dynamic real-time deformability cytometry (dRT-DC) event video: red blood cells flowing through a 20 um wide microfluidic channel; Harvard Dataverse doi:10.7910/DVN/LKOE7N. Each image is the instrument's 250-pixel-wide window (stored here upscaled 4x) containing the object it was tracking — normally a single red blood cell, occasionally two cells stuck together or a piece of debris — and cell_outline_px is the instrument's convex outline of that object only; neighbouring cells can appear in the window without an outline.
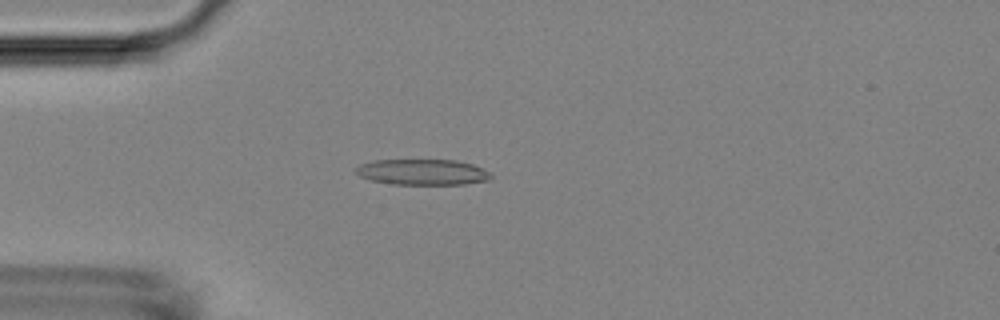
{"species": "Egyptian fruit bat (a non-hibernating species)", "species_latin": "Rousettus aegyptiacus", "temperature_condition": "room temperature", "stored_images_in_passage": 49, "camera_frame_rate_fps": 3000, "um_per_image_px": 0.085, "animal": {"sex": "female"}, "frame": {"image": 1, "passage_image": 10, "time_ms": 3.0, "image_size_px": [1000, 320], "cell_outline_px": [[492, 180], [464, 184], [392, 184], [372, 180], [360, 176], [352, 172], [352, 168], [360, 164], [372, 160], [456, 160], [472, 164], [488, 172], [492, 176]], "centroid_in_image_um": [35.85, 14.62], "position_along_channel_um": 49.1, "area_um2": 20.4}}
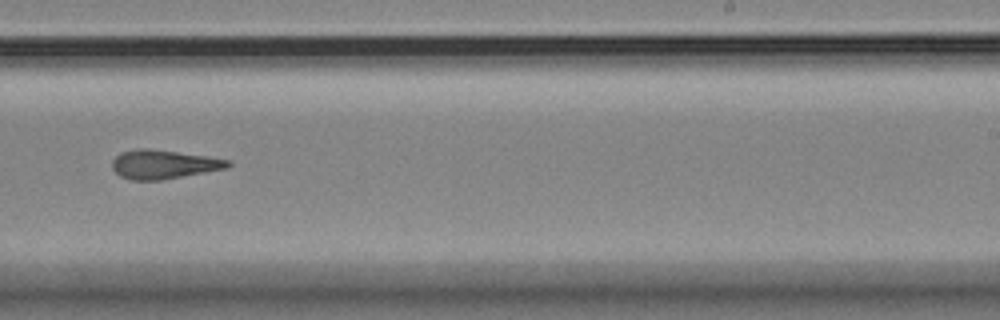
{"frame": {"image": 2, "passage_image": 29, "time_ms": 9.333, "image_size_px": [1000, 320], "cell_outline_px": [[232, 164], [228, 168], [160, 180], [132, 180], [120, 176], [112, 168], [112, 160], [120, 152], [136, 148], [148, 148], [208, 156], [228, 160]], "centroid_in_image_um": [13.88, 13.96], "position_along_channel_um": 275.1, "area_um2": 19.48}}
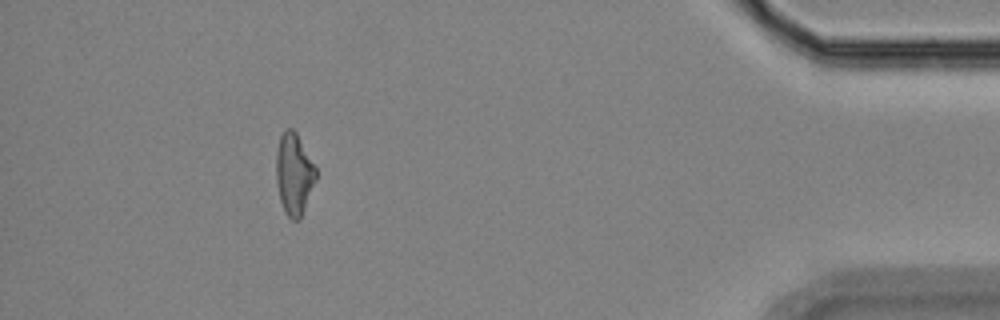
{"frame": {"image": 3, "passage_image": 44, "time_ms": 14.333, "image_size_px": [1000, 320], "cell_outline_px": [[316, 180], [300, 220], [292, 220], [284, 212], [280, 200], [276, 180], [276, 152], [280, 136], [288, 128], [292, 128], [296, 132], [316, 168]], "centroid_in_image_um": [24.98, 14.82], "position_along_channel_um": 410.2, "area_um2": 18.84}, "authors_computed_cell_mechanics": {"area_um2": 19.5364, "velocity_mm_per_s": 3.7582, "shape_relaxation_time_tau1_ms": null, "shape_relaxation_time_tau2_ms": 6.7238, "deformation_change_tau1": null, "deformation_change_tau2": 0.1992}}